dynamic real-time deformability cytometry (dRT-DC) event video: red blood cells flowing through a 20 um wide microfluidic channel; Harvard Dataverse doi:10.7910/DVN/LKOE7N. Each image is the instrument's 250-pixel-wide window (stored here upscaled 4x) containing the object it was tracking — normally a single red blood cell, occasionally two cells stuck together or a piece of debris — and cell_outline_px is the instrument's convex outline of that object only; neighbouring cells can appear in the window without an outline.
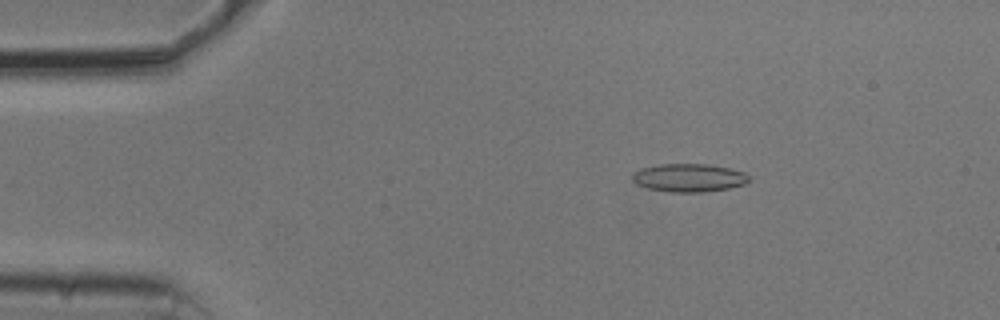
{"species": "common noctule bat (a hibernating species)", "species_latin": "Nyctalus noctula", "temperature_condition": "cold", "stored_images_in_passage": 54, "camera_frame_rate_fps": 3000, "um_per_image_px": 0.085, "animal": {"sex": "male", "body_mass_g": 20.5, "forearm_length_mm": 52.5}, "frame": {"image": 1, "passage_image": 9, "time_ms": 2.667, "image_size_px": [1000, 320], "cell_outline_px": [[748, 180], [744, 184], [728, 188], [704, 192], [668, 192], [648, 188], [636, 184], [632, 180], [632, 176], [640, 168], [660, 164], [708, 164], [728, 168], [744, 172], [748, 176]], "centroid_in_image_um": [58.53, 15.11], "position_along_channel_um": 26.5, "area_um2": 19.02}}
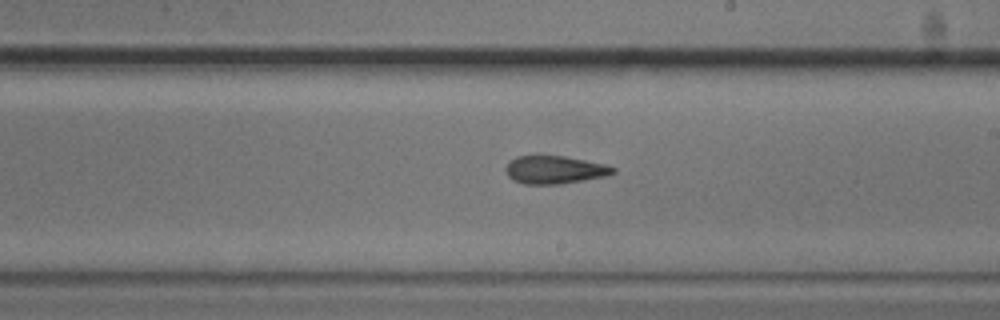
{"frame": {"image": 2, "passage_image": 31, "time_ms": 10.0, "image_size_px": [1000, 320], "cell_outline_px": [[616, 172], [608, 176], [560, 184], [524, 184], [512, 180], [508, 176], [504, 168], [516, 156], [564, 156], [604, 164], [616, 168]], "centroid_in_image_um": [47.15, 14.44], "position_along_channel_um": 241.8, "area_um2": 17.46}}
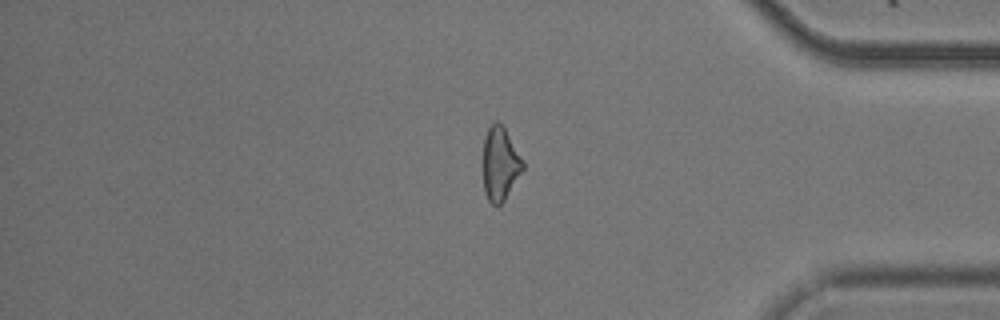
{"frame": {"image": 3, "passage_image": 45, "time_ms": 14.667, "image_size_px": [1000, 320], "cell_outline_px": [[524, 168], [504, 200], [500, 204], [492, 204], [488, 200], [484, 188], [484, 136], [488, 128], [496, 120], [504, 128], [524, 160]], "centroid_in_image_um": [42.52, 13.91], "position_along_channel_um": 392.7, "area_um2": 16.7}, "authors_computed_cell_mechanics": {"area_um2": 18.0047, "velocity_mm_per_s": 3.7506, "shape_relaxation_time_tau1_ms": 5.7211, "shape_relaxation_time_tau2_ms": 1.4646, "deformation_change_tau1": 0.157, "deformation_change_tau2": 0.079}}